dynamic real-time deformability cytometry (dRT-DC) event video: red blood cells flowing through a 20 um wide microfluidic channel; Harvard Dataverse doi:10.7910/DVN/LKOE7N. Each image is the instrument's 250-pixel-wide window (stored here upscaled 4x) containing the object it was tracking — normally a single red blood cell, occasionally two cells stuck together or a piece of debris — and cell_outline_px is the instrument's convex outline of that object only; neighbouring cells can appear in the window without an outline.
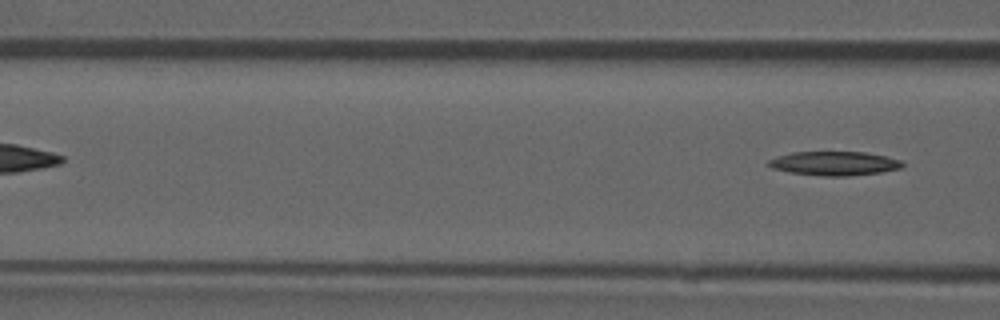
{"species": "common noctule bat (a hibernating species)", "species_latin": "Nyctalus noctula", "temperature_condition": "room temperature", "stored_images_in_passage": 3, "camera_frame_rate_fps": 3000, "um_per_image_px": 0.085, "animal": {"sex": "male", "forearm_length_mm": 52.5}, "frame": {"image": 1, "passage_image": 3, "time_ms": 0.667, "image_size_px": [1000, 320], "cell_outline_px": [[904, 168], [880, 172], [848, 176], [824, 176], [792, 172], [772, 168], [764, 164], [768, 160], [776, 156], [792, 152], [864, 152], [884, 156], [900, 160], [904, 164]], "centroid_in_image_um": [70.9, 13.89], "position_along_channel_um": 95.7, "area_um2": 18.73}}